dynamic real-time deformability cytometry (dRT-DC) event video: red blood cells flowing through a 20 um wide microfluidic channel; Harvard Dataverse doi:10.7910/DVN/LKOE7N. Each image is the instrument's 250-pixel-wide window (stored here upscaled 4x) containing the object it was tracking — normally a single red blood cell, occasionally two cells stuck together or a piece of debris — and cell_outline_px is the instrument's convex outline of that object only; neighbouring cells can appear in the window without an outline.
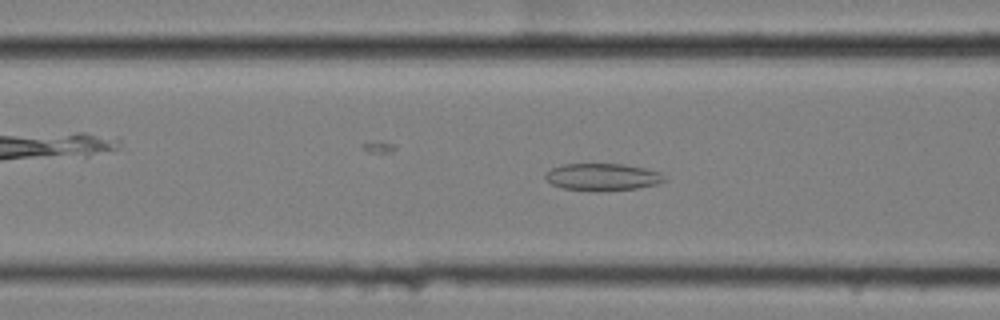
{"species": "common noctule bat (a hibernating species)", "species_latin": "Nyctalus noctula", "temperature_condition": "cold", "stored_images_in_passage": 58, "camera_frame_rate_fps": 3000, "um_per_image_px": 0.085, "animal": {"sex": "female", "body_mass_g": 25.1}, "frame": {"image": 1, "passage_image": 22, "time_ms": 7.0, "image_size_px": [1000, 320], "cell_outline_px": [[664, 180], [656, 184], [636, 188], [596, 192], [564, 188], [552, 184], [544, 176], [552, 168], [564, 164], [624, 164], [644, 168], [660, 172]], "centroid_in_image_um": [51.19, 15.05], "position_along_channel_um": 115.4, "area_um2": 18.61}}
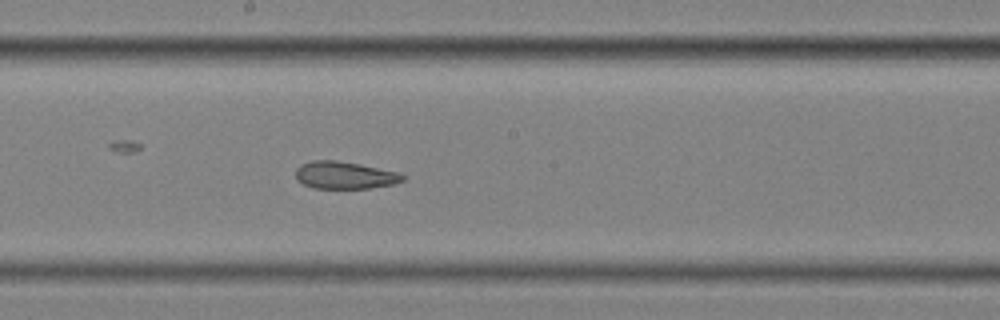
{"frame": {"image": 2, "passage_image": 31, "time_ms": 10.0, "image_size_px": [1000, 320], "cell_outline_px": [[408, 176], [404, 180], [392, 184], [368, 188], [312, 188], [296, 180], [296, 168], [300, 164], [312, 160], [336, 160], [360, 164], [400, 172]], "centroid_in_image_um": [29.31, 14.88], "position_along_channel_um": 218.9, "area_um2": 17.22}}
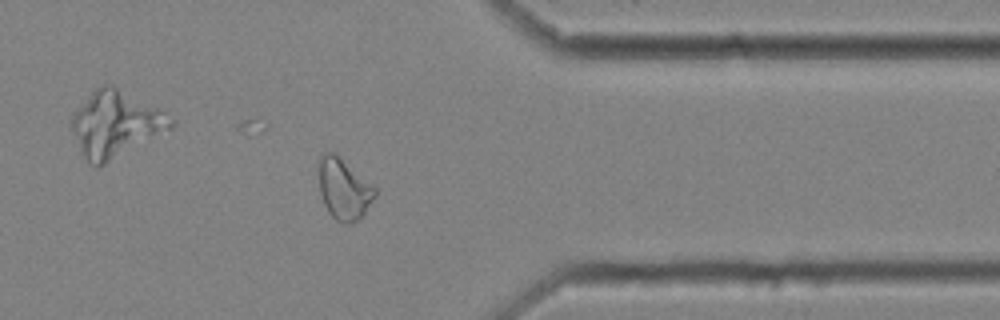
{"frame": {"image": 3, "passage_image": 46, "time_ms": 15.0, "image_size_px": [1000, 320], "cell_outline_px": [[376, 196], [364, 212], [352, 224], [344, 224], [336, 220], [328, 212], [324, 204], [320, 192], [320, 156], [324, 152], [336, 152], [376, 188]], "centroid_in_image_um": [29.23, 16.05], "position_along_channel_um": 382.2, "area_um2": 19.83}, "authors_computed_cell_mechanics": {"area_um2": 21.5016, "velocity_mm_per_s": 3.4575, "shape_relaxation_time_tau1_ms": null, "shape_relaxation_time_tau2_ms": 2.8087, "deformation_change_tau1": null, "deformation_change_tau2": 0.1009}}